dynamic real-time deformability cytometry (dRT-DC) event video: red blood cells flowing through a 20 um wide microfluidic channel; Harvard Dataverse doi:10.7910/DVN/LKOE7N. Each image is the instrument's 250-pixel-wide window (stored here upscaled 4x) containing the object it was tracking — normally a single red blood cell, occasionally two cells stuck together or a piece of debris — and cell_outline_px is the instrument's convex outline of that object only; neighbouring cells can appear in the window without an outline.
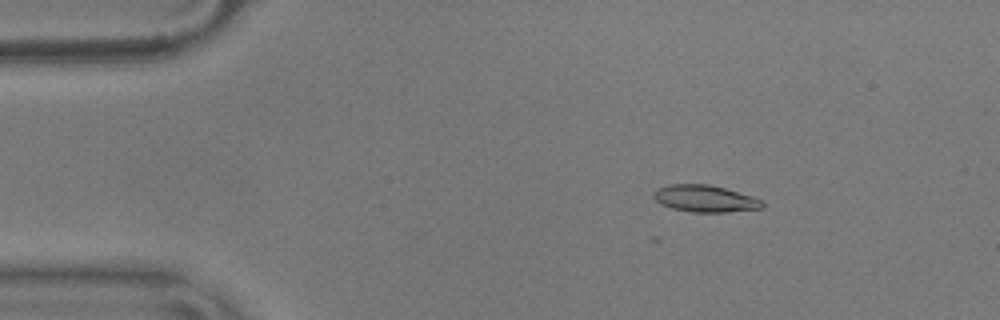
{"species": "common noctule bat (a hibernating species)", "species_latin": "Nyctalus noctula", "temperature_condition": "warm", "stored_images_in_passage": 11, "camera_frame_rate_fps": 3000, "um_per_image_px": 0.085, "animal": {"sex": "male", "body_mass_g": 17.9}, "frame": {"image": 1, "passage_image": 9, "time_ms": 2.667, "image_size_px": [1000, 320], "cell_outline_px": [[764, 208], [728, 212], [692, 212], [672, 208], [660, 204], [652, 196], [660, 188], [668, 184], [708, 184], [724, 188], [752, 196], [764, 200]], "centroid_in_image_um": [59.97, 16.89], "position_along_channel_um": 25.0, "area_um2": 16.99}}